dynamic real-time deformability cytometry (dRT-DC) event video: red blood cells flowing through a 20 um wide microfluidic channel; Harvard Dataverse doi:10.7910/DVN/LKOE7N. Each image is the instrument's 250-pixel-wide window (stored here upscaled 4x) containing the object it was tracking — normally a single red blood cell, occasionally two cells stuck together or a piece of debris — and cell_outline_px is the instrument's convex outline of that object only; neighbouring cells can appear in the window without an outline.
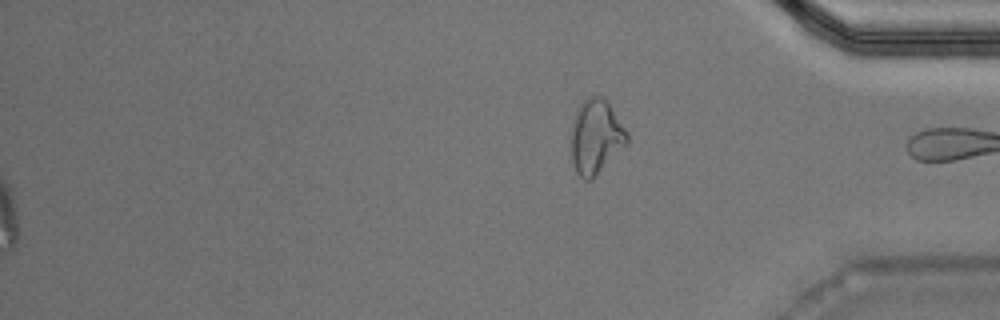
{"species": "Egyptian fruit bat (a non-hibernating species)", "species_latin": "Rousettus aegyptiacus", "temperature_condition": "warm", "stored_images_in_passage": 39, "segment_of_instrument_passage": [2, 2], "camera_frame_rate_fps": 3000, "um_per_image_px": 0.085, "animal": {"sex": "male"}, "frame": {"image": 1, "passage_image": 39, "time_ms": 12.667, "image_size_px": [1000, 320], "cell_outline_px": [[628, 144], [588, 180], [584, 180], [576, 172], [572, 160], [572, 128], [580, 104], [588, 96], [600, 96], [608, 100], [628, 132]], "centroid_in_image_um": [50.68, 11.57], "position_along_channel_um": 384.5, "area_um2": 23.76}}